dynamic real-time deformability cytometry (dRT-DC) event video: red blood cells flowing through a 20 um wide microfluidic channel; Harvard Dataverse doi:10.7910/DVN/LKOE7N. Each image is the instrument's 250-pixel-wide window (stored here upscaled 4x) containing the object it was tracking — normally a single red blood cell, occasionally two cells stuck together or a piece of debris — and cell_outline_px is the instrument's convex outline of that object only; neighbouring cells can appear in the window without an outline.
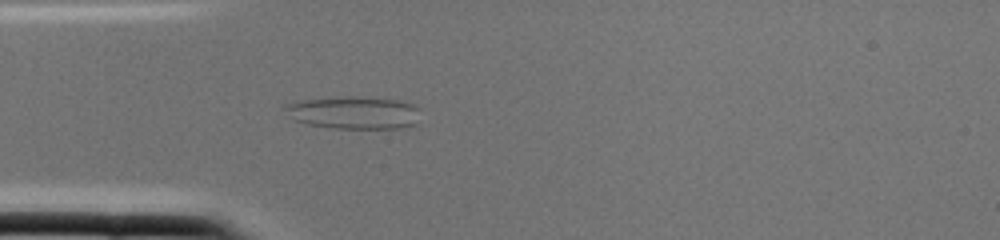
{"species": "common noctule bat (a hibernating species)", "species_latin": "Nyctalus noctula", "temperature_condition": "cold", "stored_images_in_passage": 2, "camera_frame_rate_fps": 3000, "um_per_image_px": 0.085, "animal": {"sex": "female", "body_mass_g": 22.0, "forearm_length_mm": 56.7}, "frame": {"image": 1, "passage_image": 2, "time_ms": 0.333, "image_size_px": [1000, 240], "cell_outline_px": [[420, 108], [416, 124], [400, 128], [332, 128], [308, 124], [292, 120], [280, 108], [296, 100], [348, 96], [360, 96], [400, 100], [412, 104]], "centroid_in_image_um": [30.03, 9.56], "position_along_channel_um": 55.0, "area_um2": 26.18}}